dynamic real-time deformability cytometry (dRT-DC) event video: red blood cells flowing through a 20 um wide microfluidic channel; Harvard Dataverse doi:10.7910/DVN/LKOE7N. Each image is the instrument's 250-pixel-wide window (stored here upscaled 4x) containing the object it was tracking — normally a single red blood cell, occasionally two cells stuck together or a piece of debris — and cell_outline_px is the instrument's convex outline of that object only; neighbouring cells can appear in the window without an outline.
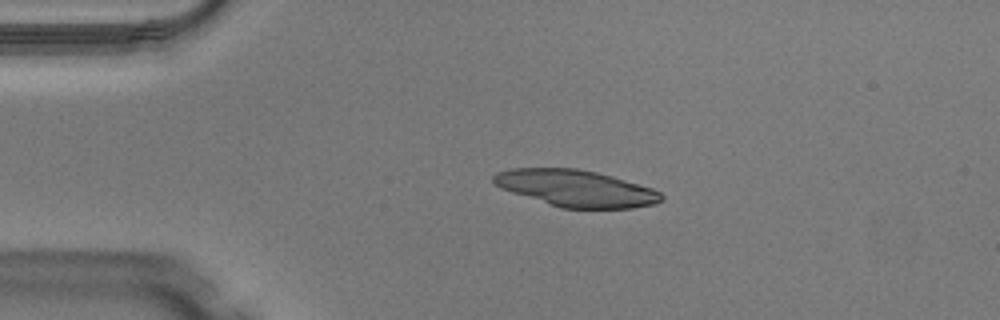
{"species": "Egyptian fruit bat (a non-hibernating species)", "species_latin": "Rousettus aegyptiacus", "temperature_condition": "warm", "stored_images_in_passage": 41, "camera_frame_rate_fps": 3000, "um_per_image_px": 0.085, "animal": {"sex": "male"}, "frame": {"image": 1, "passage_image": 9, "time_ms": 2.667, "image_size_px": [1000, 320], "cell_outline_px": [[664, 200], [656, 204], [632, 208], [560, 208], [500, 188], [492, 180], [492, 176], [496, 172], [512, 168], [576, 168], [596, 172], [612, 176], [652, 188], [660, 192], [664, 196]], "centroid_in_image_um": [48.97, 16.01], "position_along_channel_um": 36.0, "area_um2": 35.84}}